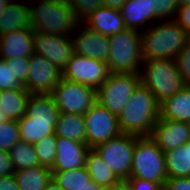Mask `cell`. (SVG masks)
Returning <instances> with one entry per match:
<instances>
[{
	"instance_id": "cell-22",
	"label": "cell",
	"mask_w": 190,
	"mask_h": 190,
	"mask_svg": "<svg viewBox=\"0 0 190 190\" xmlns=\"http://www.w3.org/2000/svg\"><path fill=\"white\" fill-rule=\"evenodd\" d=\"M31 28L29 4L27 0H13L0 14V33Z\"/></svg>"
},
{
	"instance_id": "cell-1",
	"label": "cell",
	"mask_w": 190,
	"mask_h": 190,
	"mask_svg": "<svg viewBox=\"0 0 190 190\" xmlns=\"http://www.w3.org/2000/svg\"><path fill=\"white\" fill-rule=\"evenodd\" d=\"M188 41V34L174 19L159 20L141 31L143 60L175 59Z\"/></svg>"
},
{
	"instance_id": "cell-15",
	"label": "cell",
	"mask_w": 190,
	"mask_h": 190,
	"mask_svg": "<svg viewBox=\"0 0 190 190\" xmlns=\"http://www.w3.org/2000/svg\"><path fill=\"white\" fill-rule=\"evenodd\" d=\"M74 53L107 63L110 41L105 35L79 22L70 35Z\"/></svg>"
},
{
	"instance_id": "cell-47",
	"label": "cell",
	"mask_w": 190,
	"mask_h": 190,
	"mask_svg": "<svg viewBox=\"0 0 190 190\" xmlns=\"http://www.w3.org/2000/svg\"><path fill=\"white\" fill-rule=\"evenodd\" d=\"M179 4L180 6H185L190 4V0H179Z\"/></svg>"
},
{
	"instance_id": "cell-21",
	"label": "cell",
	"mask_w": 190,
	"mask_h": 190,
	"mask_svg": "<svg viewBox=\"0 0 190 190\" xmlns=\"http://www.w3.org/2000/svg\"><path fill=\"white\" fill-rule=\"evenodd\" d=\"M159 118L190 122V85L160 103Z\"/></svg>"
},
{
	"instance_id": "cell-33",
	"label": "cell",
	"mask_w": 190,
	"mask_h": 190,
	"mask_svg": "<svg viewBox=\"0 0 190 190\" xmlns=\"http://www.w3.org/2000/svg\"><path fill=\"white\" fill-rule=\"evenodd\" d=\"M25 89L24 84L15 77L11 65L0 59V90Z\"/></svg>"
},
{
	"instance_id": "cell-37",
	"label": "cell",
	"mask_w": 190,
	"mask_h": 190,
	"mask_svg": "<svg viewBox=\"0 0 190 190\" xmlns=\"http://www.w3.org/2000/svg\"><path fill=\"white\" fill-rule=\"evenodd\" d=\"M163 190H190V177H167Z\"/></svg>"
},
{
	"instance_id": "cell-12",
	"label": "cell",
	"mask_w": 190,
	"mask_h": 190,
	"mask_svg": "<svg viewBox=\"0 0 190 190\" xmlns=\"http://www.w3.org/2000/svg\"><path fill=\"white\" fill-rule=\"evenodd\" d=\"M110 75L111 71L107 63L78 54L73 55L62 71V78L86 84L96 90L100 88Z\"/></svg>"
},
{
	"instance_id": "cell-3",
	"label": "cell",
	"mask_w": 190,
	"mask_h": 190,
	"mask_svg": "<svg viewBox=\"0 0 190 190\" xmlns=\"http://www.w3.org/2000/svg\"><path fill=\"white\" fill-rule=\"evenodd\" d=\"M159 109L155 96L140 83L118 116L122 133L150 136L159 119Z\"/></svg>"
},
{
	"instance_id": "cell-24",
	"label": "cell",
	"mask_w": 190,
	"mask_h": 190,
	"mask_svg": "<svg viewBox=\"0 0 190 190\" xmlns=\"http://www.w3.org/2000/svg\"><path fill=\"white\" fill-rule=\"evenodd\" d=\"M55 135L72 141L86 143L84 115L59 112Z\"/></svg>"
},
{
	"instance_id": "cell-36",
	"label": "cell",
	"mask_w": 190,
	"mask_h": 190,
	"mask_svg": "<svg viewBox=\"0 0 190 190\" xmlns=\"http://www.w3.org/2000/svg\"><path fill=\"white\" fill-rule=\"evenodd\" d=\"M6 62L7 65H11L15 77L25 84L27 82L30 67L29 57H15L13 59L6 60Z\"/></svg>"
},
{
	"instance_id": "cell-26",
	"label": "cell",
	"mask_w": 190,
	"mask_h": 190,
	"mask_svg": "<svg viewBox=\"0 0 190 190\" xmlns=\"http://www.w3.org/2000/svg\"><path fill=\"white\" fill-rule=\"evenodd\" d=\"M85 166L92 180L103 188L110 187L119 181L94 148L88 150Z\"/></svg>"
},
{
	"instance_id": "cell-28",
	"label": "cell",
	"mask_w": 190,
	"mask_h": 190,
	"mask_svg": "<svg viewBox=\"0 0 190 190\" xmlns=\"http://www.w3.org/2000/svg\"><path fill=\"white\" fill-rule=\"evenodd\" d=\"M51 172L52 178L63 190H80L92 181L86 166L72 170Z\"/></svg>"
},
{
	"instance_id": "cell-31",
	"label": "cell",
	"mask_w": 190,
	"mask_h": 190,
	"mask_svg": "<svg viewBox=\"0 0 190 190\" xmlns=\"http://www.w3.org/2000/svg\"><path fill=\"white\" fill-rule=\"evenodd\" d=\"M19 140L17 120L0 122V151H9Z\"/></svg>"
},
{
	"instance_id": "cell-41",
	"label": "cell",
	"mask_w": 190,
	"mask_h": 190,
	"mask_svg": "<svg viewBox=\"0 0 190 190\" xmlns=\"http://www.w3.org/2000/svg\"><path fill=\"white\" fill-rule=\"evenodd\" d=\"M0 190H19L15 176L0 177Z\"/></svg>"
},
{
	"instance_id": "cell-46",
	"label": "cell",
	"mask_w": 190,
	"mask_h": 190,
	"mask_svg": "<svg viewBox=\"0 0 190 190\" xmlns=\"http://www.w3.org/2000/svg\"><path fill=\"white\" fill-rule=\"evenodd\" d=\"M12 1L13 0H0V14L5 10L6 5Z\"/></svg>"
},
{
	"instance_id": "cell-45",
	"label": "cell",
	"mask_w": 190,
	"mask_h": 190,
	"mask_svg": "<svg viewBox=\"0 0 190 190\" xmlns=\"http://www.w3.org/2000/svg\"><path fill=\"white\" fill-rule=\"evenodd\" d=\"M80 190H104V188L92 180L87 186L83 187Z\"/></svg>"
},
{
	"instance_id": "cell-25",
	"label": "cell",
	"mask_w": 190,
	"mask_h": 190,
	"mask_svg": "<svg viewBox=\"0 0 190 190\" xmlns=\"http://www.w3.org/2000/svg\"><path fill=\"white\" fill-rule=\"evenodd\" d=\"M13 175L19 190H44L52 178L51 169L41 165L15 171Z\"/></svg>"
},
{
	"instance_id": "cell-40",
	"label": "cell",
	"mask_w": 190,
	"mask_h": 190,
	"mask_svg": "<svg viewBox=\"0 0 190 190\" xmlns=\"http://www.w3.org/2000/svg\"><path fill=\"white\" fill-rule=\"evenodd\" d=\"M15 172L8 151H0V177L13 175Z\"/></svg>"
},
{
	"instance_id": "cell-29",
	"label": "cell",
	"mask_w": 190,
	"mask_h": 190,
	"mask_svg": "<svg viewBox=\"0 0 190 190\" xmlns=\"http://www.w3.org/2000/svg\"><path fill=\"white\" fill-rule=\"evenodd\" d=\"M15 171L39 165V160L33 144L19 140L8 151Z\"/></svg>"
},
{
	"instance_id": "cell-18",
	"label": "cell",
	"mask_w": 190,
	"mask_h": 190,
	"mask_svg": "<svg viewBox=\"0 0 190 190\" xmlns=\"http://www.w3.org/2000/svg\"><path fill=\"white\" fill-rule=\"evenodd\" d=\"M56 159L51 171H65L85 166L87 152L90 149L86 143L57 137Z\"/></svg>"
},
{
	"instance_id": "cell-5",
	"label": "cell",
	"mask_w": 190,
	"mask_h": 190,
	"mask_svg": "<svg viewBox=\"0 0 190 190\" xmlns=\"http://www.w3.org/2000/svg\"><path fill=\"white\" fill-rule=\"evenodd\" d=\"M139 75L140 83L150 90L159 104L187 85L175 59L144 60Z\"/></svg>"
},
{
	"instance_id": "cell-10",
	"label": "cell",
	"mask_w": 190,
	"mask_h": 190,
	"mask_svg": "<svg viewBox=\"0 0 190 190\" xmlns=\"http://www.w3.org/2000/svg\"><path fill=\"white\" fill-rule=\"evenodd\" d=\"M51 95L62 113L84 115L97 102L96 89L64 78Z\"/></svg>"
},
{
	"instance_id": "cell-14",
	"label": "cell",
	"mask_w": 190,
	"mask_h": 190,
	"mask_svg": "<svg viewBox=\"0 0 190 190\" xmlns=\"http://www.w3.org/2000/svg\"><path fill=\"white\" fill-rule=\"evenodd\" d=\"M33 40L34 53L45 57L61 72L75 54L70 36L35 31Z\"/></svg>"
},
{
	"instance_id": "cell-4",
	"label": "cell",
	"mask_w": 190,
	"mask_h": 190,
	"mask_svg": "<svg viewBox=\"0 0 190 190\" xmlns=\"http://www.w3.org/2000/svg\"><path fill=\"white\" fill-rule=\"evenodd\" d=\"M59 109L52 95L30 93L26 114L18 120L21 140L34 144L40 139L55 134Z\"/></svg>"
},
{
	"instance_id": "cell-48",
	"label": "cell",
	"mask_w": 190,
	"mask_h": 190,
	"mask_svg": "<svg viewBox=\"0 0 190 190\" xmlns=\"http://www.w3.org/2000/svg\"><path fill=\"white\" fill-rule=\"evenodd\" d=\"M0 122H2V113H1V109H0Z\"/></svg>"
},
{
	"instance_id": "cell-23",
	"label": "cell",
	"mask_w": 190,
	"mask_h": 190,
	"mask_svg": "<svg viewBox=\"0 0 190 190\" xmlns=\"http://www.w3.org/2000/svg\"><path fill=\"white\" fill-rule=\"evenodd\" d=\"M30 93L26 89H9L0 92L2 122L19 120L26 114Z\"/></svg>"
},
{
	"instance_id": "cell-19",
	"label": "cell",
	"mask_w": 190,
	"mask_h": 190,
	"mask_svg": "<svg viewBox=\"0 0 190 190\" xmlns=\"http://www.w3.org/2000/svg\"><path fill=\"white\" fill-rule=\"evenodd\" d=\"M35 31L32 28L10 31L0 40V59L10 60L17 57H29L34 53Z\"/></svg>"
},
{
	"instance_id": "cell-32",
	"label": "cell",
	"mask_w": 190,
	"mask_h": 190,
	"mask_svg": "<svg viewBox=\"0 0 190 190\" xmlns=\"http://www.w3.org/2000/svg\"><path fill=\"white\" fill-rule=\"evenodd\" d=\"M79 22L103 6V0H67Z\"/></svg>"
},
{
	"instance_id": "cell-8",
	"label": "cell",
	"mask_w": 190,
	"mask_h": 190,
	"mask_svg": "<svg viewBox=\"0 0 190 190\" xmlns=\"http://www.w3.org/2000/svg\"><path fill=\"white\" fill-rule=\"evenodd\" d=\"M139 84L138 73H111L97 90V101L118 117Z\"/></svg>"
},
{
	"instance_id": "cell-30",
	"label": "cell",
	"mask_w": 190,
	"mask_h": 190,
	"mask_svg": "<svg viewBox=\"0 0 190 190\" xmlns=\"http://www.w3.org/2000/svg\"><path fill=\"white\" fill-rule=\"evenodd\" d=\"M56 142L57 136L51 134L33 144L39 160V165L50 169L53 168L57 154Z\"/></svg>"
},
{
	"instance_id": "cell-20",
	"label": "cell",
	"mask_w": 190,
	"mask_h": 190,
	"mask_svg": "<svg viewBox=\"0 0 190 190\" xmlns=\"http://www.w3.org/2000/svg\"><path fill=\"white\" fill-rule=\"evenodd\" d=\"M82 23L107 37L118 34L126 29L123 16L118 9L99 7L85 18Z\"/></svg>"
},
{
	"instance_id": "cell-7",
	"label": "cell",
	"mask_w": 190,
	"mask_h": 190,
	"mask_svg": "<svg viewBox=\"0 0 190 190\" xmlns=\"http://www.w3.org/2000/svg\"><path fill=\"white\" fill-rule=\"evenodd\" d=\"M110 52L107 64L111 73H138L143 63L141 32L128 29L109 36Z\"/></svg>"
},
{
	"instance_id": "cell-42",
	"label": "cell",
	"mask_w": 190,
	"mask_h": 190,
	"mask_svg": "<svg viewBox=\"0 0 190 190\" xmlns=\"http://www.w3.org/2000/svg\"><path fill=\"white\" fill-rule=\"evenodd\" d=\"M104 190H130L127 180H119L116 184L104 188Z\"/></svg>"
},
{
	"instance_id": "cell-35",
	"label": "cell",
	"mask_w": 190,
	"mask_h": 190,
	"mask_svg": "<svg viewBox=\"0 0 190 190\" xmlns=\"http://www.w3.org/2000/svg\"><path fill=\"white\" fill-rule=\"evenodd\" d=\"M176 65L179 73L187 85H190V42L177 54Z\"/></svg>"
},
{
	"instance_id": "cell-43",
	"label": "cell",
	"mask_w": 190,
	"mask_h": 190,
	"mask_svg": "<svg viewBox=\"0 0 190 190\" xmlns=\"http://www.w3.org/2000/svg\"><path fill=\"white\" fill-rule=\"evenodd\" d=\"M125 2L126 0H103V6L119 10Z\"/></svg>"
},
{
	"instance_id": "cell-13",
	"label": "cell",
	"mask_w": 190,
	"mask_h": 190,
	"mask_svg": "<svg viewBox=\"0 0 190 190\" xmlns=\"http://www.w3.org/2000/svg\"><path fill=\"white\" fill-rule=\"evenodd\" d=\"M29 63L25 89L32 94L51 95L62 80V72L45 57L35 53L29 56Z\"/></svg>"
},
{
	"instance_id": "cell-6",
	"label": "cell",
	"mask_w": 190,
	"mask_h": 190,
	"mask_svg": "<svg viewBox=\"0 0 190 190\" xmlns=\"http://www.w3.org/2000/svg\"><path fill=\"white\" fill-rule=\"evenodd\" d=\"M167 177L164 152L150 136L135 135L130 178L149 180L163 188Z\"/></svg>"
},
{
	"instance_id": "cell-17",
	"label": "cell",
	"mask_w": 190,
	"mask_h": 190,
	"mask_svg": "<svg viewBox=\"0 0 190 190\" xmlns=\"http://www.w3.org/2000/svg\"><path fill=\"white\" fill-rule=\"evenodd\" d=\"M119 11L126 28L140 32L161 20L155 14L153 0H126Z\"/></svg>"
},
{
	"instance_id": "cell-11",
	"label": "cell",
	"mask_w": 190,
	"mask_h": 190,
	"mask_svg": "<svg viewBox=\"0 0 190 190\" xmlns=\"http://www.w3.org/2000/svg\"><path fill=\"white\" fill-rule=\"evenodd\" d=\"M84 121L89 148H95L122 133L118 117L98 101L84 114Z\"/></svg>"
},
{
	"instance_id": "cell-34",
	"label": "cell",
	"mask_w": 190,
	"mask_h": 190,
	"mask_svg": "<svg viewBox=\"0 0 190 190\" xmlns=\"http://www.w3.org/2000/svg\"><path fill=\"white\" fill-rule=\"evenodd\" d=\"M155 14L161 20L175 19L179 0H153Z\"/></svg>"
},
{
	"instance_id": "cell-39",
	"label": "cell",
	"mask_w": 190,
	"mask_h": 190,
	"mask_svg": "<svg viewBox=\"0 0 190 190\" xmlns=\"http://www.w3.org/2000/svg\"><path fill=\"white\" fill-rule=\"evenodd\" d=\"M130 190H163V188L155 182L138 178L127 179Z\"/></svg>"
},
{
	"instance_id": "cell-2",
	"label": "cell",
	"mask_w": 190,
	"mask_h": 190,
	"mask_svg": "<svg viewBox=\"0 0 190 190\" xmlns=\"http://www.w3.org/2000/svg\"><path fill=\"white\" fill-rule=\"evenodd\" d=\"M27 1L30 25L34 31L67 37L79 23L67 0Z\"/></svg>"
},
{
	"instance_id": "cell-9",
	"label": "cell",
	"mask_w": 190,
	"mask_h": 190,
	"mask_svg": "<svg viewBox=\"0 0 190 190\" xmlns=\"http://www.w3.org/2000/svg\"><path fill=\"white\" fill-rule=\"evenodd\" d=\"M134 148L135 135L121 133L94 149L119 180H127L131 175Z\"/></svg>"
},
{
	"instance_id": "cell-16",
	"label": "cell",
	"mask_w": 190,
	"mask_h": 190,
	"mask_svg": "<svg viewBox=\"0 0 190 190\" xmlns=\"http://www.w3.org/2000/svg\"><path fill=\"white\" fill-rule=\"evenodd\" d=\"M150 137L163 152H167L190 140V127L186 122L159 118Z\"/></svg>"
},
{
	"instance_id": "cell-38",
	"label": "cell",
	"mask_w": 190,
	"mask_h": 190,
	"mask_svg": "<svg viewBox=\"0 0 190 190\" xmlns=\"http://www.w3.org/2000/svg\"><path fill=\"white\" fill-rule=\"evenodd\" d=\"M174 20L187 34H190V4L179 6Z\"/></svg>"
},
{
	"instance_id": "cell-27",
	"label": "cell",
	"mask_w": 190,
	"mask_h": 190,
	"mask_svg": "<svg viewBox=\"0 0 190 190\" xmlns=\"http://www.w3.org/2000/svg\"><path fill=\"white\" fill-rule=\"evenodd\" d=\"M164 154L168 177H190V140Z\"/></svg>"
},
{
	"instance_id": "cell-44",
	"label": "cell",
	"mask_w": 190,
	"mask_h": 190,
	"mask_svg": "<svg viewBox=\"0 0 190 190\" xmlns=\"http://www.w3.org/2000/svg\"><path fill=\"white\" fill-rule=\"evenodd\" d=\"M44 190H63L62 187L53 179L45 186Z\"/></svg>"
}]
</instances>
